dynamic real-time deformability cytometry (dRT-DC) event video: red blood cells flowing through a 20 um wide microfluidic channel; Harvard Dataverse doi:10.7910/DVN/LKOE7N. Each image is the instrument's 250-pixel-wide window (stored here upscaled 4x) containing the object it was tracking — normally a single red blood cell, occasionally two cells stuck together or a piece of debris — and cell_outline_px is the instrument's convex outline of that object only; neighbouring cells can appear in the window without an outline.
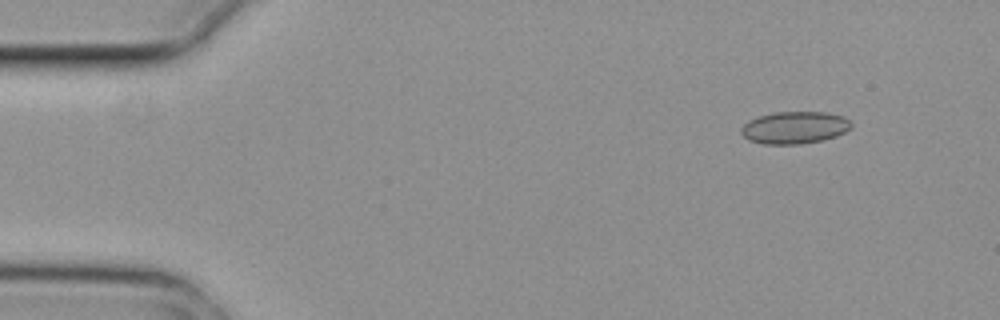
{"species": "common noctule bat (a hibernating species)", "species_latin": "Nyctalus noctula", "temperature_condition": "cold", "stored_images_in_passage": 5, "camera_frame_rate_fps": 3000, "um_per_image_px": 0.085, "animal": {"sex": "female", "body_mass_g": 29.2, "forearm_length_mm": 56.3}, "frame": {"image": 1, "passage_image": 2, "time_ms": 0.333, "image_size_px": [1000, 320], "cell_outline_px": [[852, 128], [836, 136], [820, 140], [800, 144], [764, 144], [748, 140], [740, 132], [740, 128], [748, 120], [756, 116], [772, 112], [828, 112], [844, 116], [852, 124]], "centroid_in_image_um": [67.51, 10.83], "position_along_channel_um": 17.5, "area_um2": 20.87}}
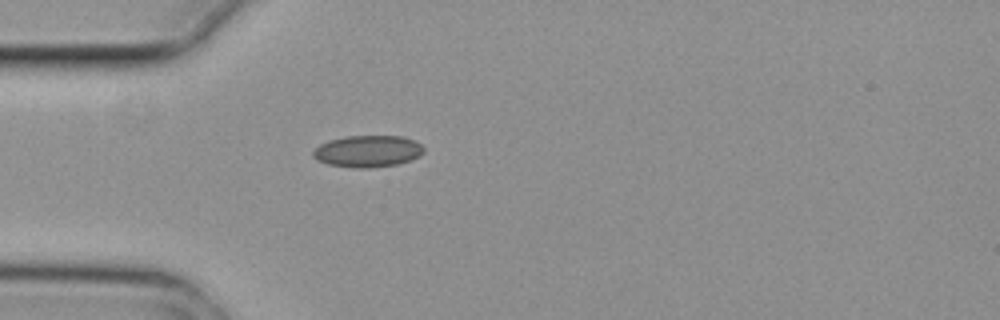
{"frame": {"image": 2, "passage_image": 5, "time_ms": 1.333, "image_size_px": [1000, 320], "cell_outline_px": [[424, 152], [408, 160], [396, 164], [364, 168], [356, 168], [328, 164], [316, 160], [312, 156], [312, 152], [320, 144], [328, 140], [344, 136], [404, 136], [416, 140], [424, 148]], "centroid_in_image_um": [31.22, 12.84], "position_along_channel_um": 53.8, "area_um2": 20.4}}